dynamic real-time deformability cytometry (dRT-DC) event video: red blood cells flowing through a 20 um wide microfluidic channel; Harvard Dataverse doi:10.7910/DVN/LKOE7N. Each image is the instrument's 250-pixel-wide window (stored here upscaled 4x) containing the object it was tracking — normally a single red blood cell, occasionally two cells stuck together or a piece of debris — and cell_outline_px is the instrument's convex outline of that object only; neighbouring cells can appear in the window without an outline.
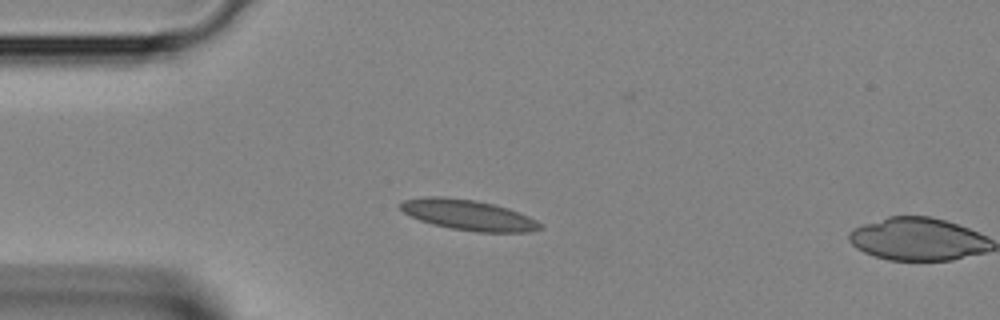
{"species": "Egyptian fruit bat (a non-hibernating species)", "species_latin": "Rousettus aegyptiacus", "temperature_condition": "room temperature", "stored_images_in_passage": 11, "camera_frame_rate_fps": 3000, "um_per_image_px": 0.085, "animal": {"sex": "female"}, "frame": {"image": 1, "passage_image": 10, "time_ms": 3.0, "image_size_px": [1000, 320], "cell_outline_px": [[544, 228], [528, 232], [476, 232], [452, 228], [432, 224], [420, 220], [404, 212], [400, 208], [400, 204], [404, 200], [428, 196], [444, 196], [476, 200], [508, 208], [528, 216], [544, 224]], "centroid_in_image_um": [39.84, 18.27], "position_along_channel_um": 45.2, "area_um2": 24.74}}